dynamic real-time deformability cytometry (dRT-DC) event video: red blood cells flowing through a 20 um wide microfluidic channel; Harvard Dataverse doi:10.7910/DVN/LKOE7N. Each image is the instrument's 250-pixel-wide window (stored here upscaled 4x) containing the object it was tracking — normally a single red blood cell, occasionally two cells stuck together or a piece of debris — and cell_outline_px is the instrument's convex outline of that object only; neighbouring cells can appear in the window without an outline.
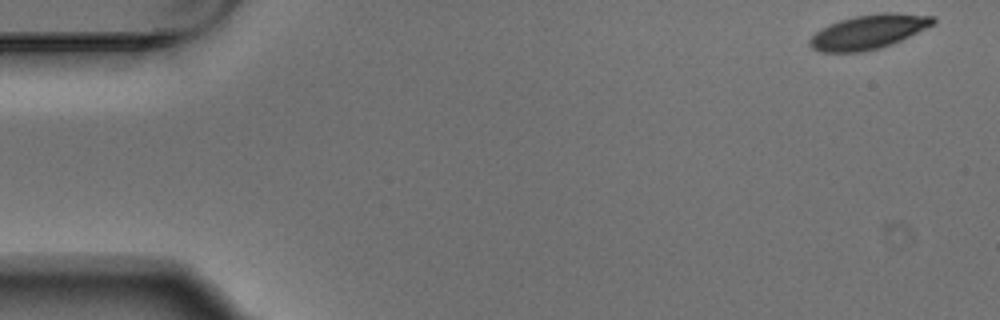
{"species": "Egyptian fruit bat (a non-hibernating species)", "species_latin": "Rousettus aegyptiacus", "temperature_condition": "warm", "stored_images_in_passage": 4, "camera_frame_rate_fps": 3000, "um_per_image_px": 0.085, "animal": {"sex": "male"}, "frame": {"image": 1, "passage_image": 1, "time_ms": 0.0, "image_size_px": [1000, 320], "cell_outline_px": [[936, 20], [932, 24], [892, 44], [880, 48], [860, 52], [820, 52], [812, 48], [808, 44], [808, 40], [816, 32], [840, 20], [856, 16], [880, 12], [896, 12], [936, 16]], "centroid_in_image_um": [73.82, 2.7], "position_along_channel_um": 11.2, "area_um2": 24.39}}
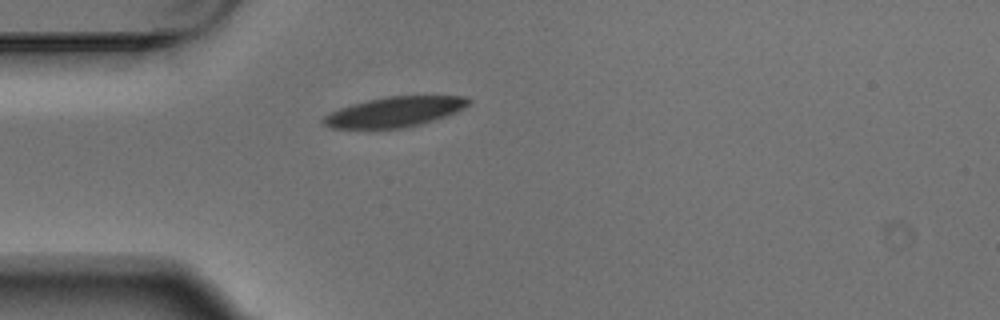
{"frame": {"image": 2, "passage_image": 4, "time_ms": 1.0, "image_size_px": [1000, 320], "cell_outline_px": [[472, 100], [464, 108], [456, 112], [420, 124], [404, 128], [332, 128], [324, 124], [320, 120], [324, 116], [340, 108], [352, 104], [384, 96], [468, 96]], "centroid_in_image_um": [33.55, 9.5], "position_along_channel_um": 51.4, "area_um2": 25.26}}